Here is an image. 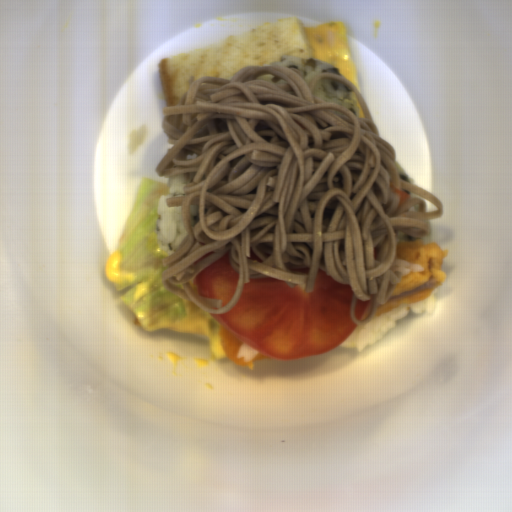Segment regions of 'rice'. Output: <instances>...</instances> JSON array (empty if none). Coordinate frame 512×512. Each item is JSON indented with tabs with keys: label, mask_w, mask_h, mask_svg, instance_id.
Listing matches in <instances>:
<instances>
[{
	"label": "rice",
	"mask_w": 512,
	"mask_h": 512,
	"mask_svg": "<svg viewBox=\"0 0 512 512\" xmlns=\"http://www.w3.org/2000/svg\"><path fill=\"white\" fill-rule=\"evenodd\" d=\"M195 173H191L189 179H184L181 173L168 177L167 188L159 200L154 237L161 251L169 256L187 236V231L183 224L181 206L167 207V198L184 194V185L191 182Z\"/></svg>",
	"instance_id": "652b925c"
},
{
	"label": "rice",
	"mask_w": 512,
	"mask_h": 512,
	"mask_svg": "<svg viewBox=\"0 0 512 512\" xmlns=\"http://www.w3.org/2000/svg\"><path fill=\"white\" fill-rule=\"evenodd\" d=\"M433 294L420 303L399 306L379 316H373L366 326L355 328L348 338L334 348H348L356 352L364 351L369 345L376 342L397 322L411 315H430L434 297Z\"/></svg>",
	"instance_id": "023b6e5f"
},
{
	"label": "rice",
	"mask_w": 512,
	"mask_h": 512,
	"mask_svg": "<svg viewBox=\"0 0 512 512\" xmlns=\"http://www.w3.org/2000/svg\"><path fill=\"white\" fill-rule=\"evenodd\" d=\"M314 95L326 102L339 103L357 118L365 117L356 92L341 81L323 78L318 81Z\"/></svg>",
	"instance_id": "8eca5e8b"
},
{
	"label": "rice",
	"mask_w": 512,
	"mask_h": 512,
	"mask_svg": "<svg viewBox=\"0 0 512 512\" xmlns=\"http://www.w3.org/2000/svg\"><path fill=\"white\" fill-rule=\"evenodd\" d=\"M270 65H281L288 68H296L302 70L304 73V80L309 86L311 80L322 72H334L342 75L330 61L317 57L284 55Z\"/></svg>",
	"instance_id": "acb35da6"
},
{
	"label": "rice",
	"mask_w": 512,
	"mask_h": 512,
	"mask_svg": "<svg viewBox=\"0 0 512 512\" xmlns=\"http://www.w3.org/2000/svg\"><path fill=\"white\" fill-rule=\"evenodd\" d=\"M394 272L395 271H400L403 273V275H406L408 273H411V272H421V271H424L422 269L421 266L415 264V263H412V262H409V261H405V260H401V259H396L394 260L393 264L391 265L390 267Z\"/></svg>",
	"instance_id": "b023fe2a"
},
{
	"label": "rice",
	"mask_w": 512,
	"mask_h": 512,
	"mask_svg": "<svg viewBox=\"0 0 512 512\" xmlns=\"http://www.w3.org/2000/svg\"><path fill=\"white\" fill-rule=\"evenodd\" d=\"M259 352L260 351L243 342L237 353V356L240 360L251 361Z\"/></svg>",
	"instance_id": "e3fd555f"
},
{
	"label": "rice",
	"mask_w": 512,
	"mask_h": 512,
	"mask_svg": "<svg viewBox=\"0 0 512 512\" xmlns=\"http://www.w3.org/2000/svg\"><path fill=\"white\" fill-rule=\"evenodd\" d=\"M413 240H420L422 242V237H412V236L399 230L397 243L403 242V241H413Z\"/></svg>",
	"instance_id": "a3056103"
},
{
	"label": "rice",
	"mask_w": 512,
	"mask_h": 512,
	"mask_svg": "<svg viewBox=\"0 0 512 512\" xmlns=\"http://www.w3.org/2000/svg\"><path fill=\"white\" fill-rule=\"evenodd\" d=\"M395 163L397 164V166L399 167V172H400V178L402 180H406V181H409L411 183H414L413 180L410 178L409 174L407 173V171L405 170L404 166L399 164L398 162L395 161ZM415 184V183H414Z\"/></svg>",
	"instance_id": "f2f60c81"
}]
</instances>
